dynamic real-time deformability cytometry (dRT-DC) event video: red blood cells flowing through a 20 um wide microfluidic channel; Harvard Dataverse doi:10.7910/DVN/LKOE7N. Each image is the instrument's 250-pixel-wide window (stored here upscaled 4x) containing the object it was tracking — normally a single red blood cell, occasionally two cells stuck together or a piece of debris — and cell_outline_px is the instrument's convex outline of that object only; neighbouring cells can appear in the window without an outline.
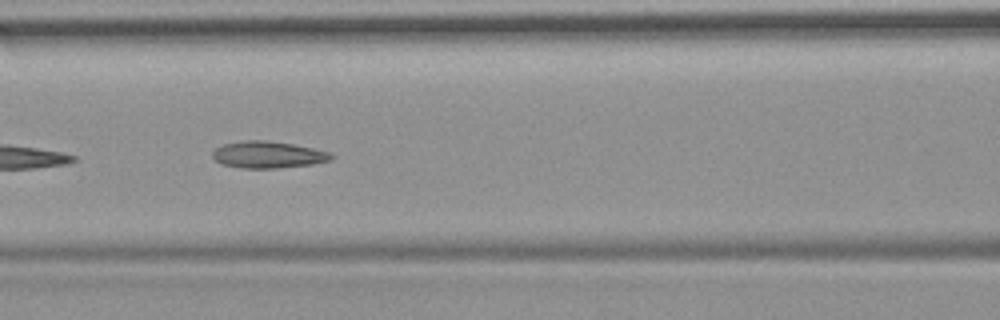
{"species": "common noctule bat (a hibernating species)", "species_latin": "Nyctalus noctula", "temperature_condition": "room temperature", "stored_images_in_passage": 4, "camera_frame_rate_fps": 3000, "um_per_image_px": 0.085, "animal": {"sex": "female", "body_mass_g": 19.9}, "frame": {"image": 1, "passage_image": 3, "time_ms": 2.333, "image_size_px": [1000, 320], "cell_outline_px": [[336, 156], [332, 160], [312, 164], [276, 168], [240, 168], [220, 164], [212, 156], [212, 152], [216, 148], [224, 144], [244, 140], [268, 140], [292, 144], [332, 152]], "centroid_in_image_um": [22.8, 13.15], "position_along_channel_um": 143.8, "area_um2": 18.67}}